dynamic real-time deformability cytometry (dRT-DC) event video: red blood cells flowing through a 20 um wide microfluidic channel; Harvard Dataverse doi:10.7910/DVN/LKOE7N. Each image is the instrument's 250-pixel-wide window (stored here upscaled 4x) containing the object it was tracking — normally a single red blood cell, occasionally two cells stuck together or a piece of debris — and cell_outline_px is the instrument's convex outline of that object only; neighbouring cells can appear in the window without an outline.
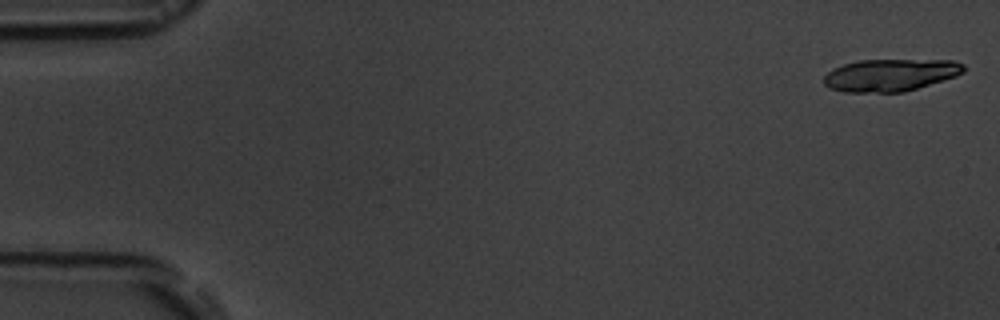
{"species": "common noctule bat (a hibernating species)", "species_latin": "Nyctalus noctula", "temperature_condition": "room temperature", "stored_images_in_passage": 18, "camera_frame_rate_fps": 3000, "um_per_image_px": 0.085, "animal": {"sex": "male", "body_mass_g": 19.5, "forearm_length_mm": 54.6}, "frame": {"image": 1, "passage_image": 1, "time_ms": 0.0, "image_size_px": [1000, 320], "cell_outline_px": [[964, 72], [956, 76], [904, 92], [844, 92], [828, 88], [824, 84], [824, 76], [832, 68], [844, 64], [860, 60], [952, 60], [964, 64]], "centroid_in_image_um": [75.66, 6.38], "position_along_channel_um": 9.3, "area_um2": 26.3}}